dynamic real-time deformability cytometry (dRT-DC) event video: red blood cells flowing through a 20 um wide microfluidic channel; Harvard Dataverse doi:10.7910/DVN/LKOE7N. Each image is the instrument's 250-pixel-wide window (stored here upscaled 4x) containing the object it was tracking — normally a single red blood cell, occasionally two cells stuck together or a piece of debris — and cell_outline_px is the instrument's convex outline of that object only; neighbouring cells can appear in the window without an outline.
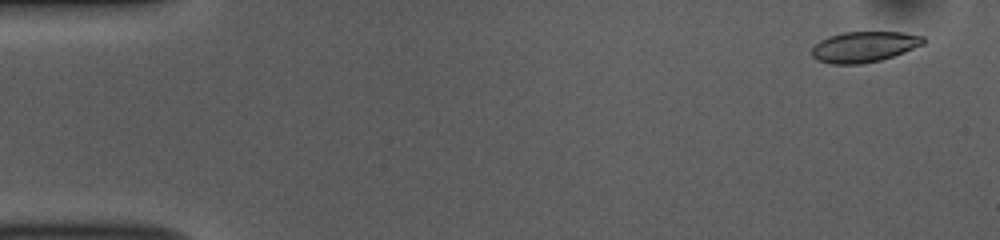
{"species": "common noctule bat (a hibernating species)", "species_latin": "Nyctalus noctula", "temperature_condition": "room temperature", "stored_images_in_passage": 53, "camera_frame_rate_fps": 3000, "um_per_image_px": 0.085, "animal": {"sex": "female", "body_mass_g": 10.0, "forearm_length_mm": 53.1}, "frame": {"image": 1, "passage_image": 3, "time_ms": 0.667, "image_size_px": [1000, 240], "cell_outline_px": [[924, 44], [904, 52], [880, 60], [860, 64], [832, 64], [816, 60], [812, 56], [812, 48], [820, 40], [828, 36], [844, 32], [904, 32], [924, 36]], "centroid_in_image_um": [73.44, 3.97], "position_along_channel_um": 11.6, "area_um2": 19.94}}
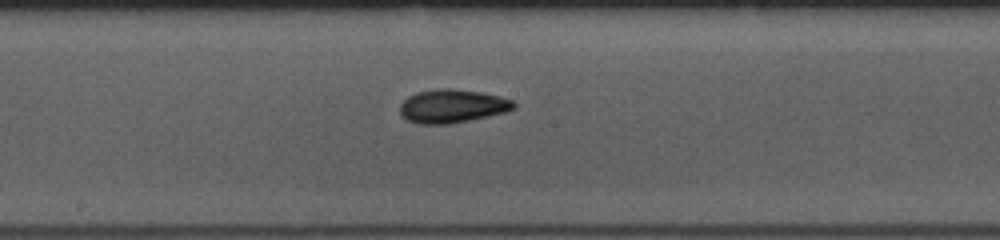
{"frame": {"image": 2, "passage_image": 28, "time_ms": 9.0, "image_size_px": [1000, 240], "cell_outline_px": [[516, 108], [504, 112], [468, 120], [448, 124], [420, 124], [408, 120], [400, 116], [400, 104], [408, 96], [416, 92], [440, 88], [452, 88], [480, 92], [500, 96], [512, 100], [516, 104]], "centroid_in_image_um": [38.41, 9.01], "position_along_channel_um": 209.8, "area_um2": 22.14}}
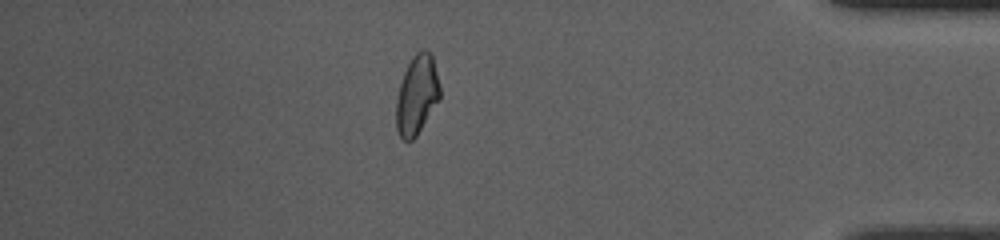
{"frame": {"image": 3, "passage_image": 46, "time_ms": 15.0, "image_size_px": [1000, 240], "cell_outline_px": [[440, 100], [416, 136], [412, 140], [404, 140], [400, 136], [396, 128], [396, 100], [400, 84], [404, 72], [412, 56], [420, 48], [424, 48], [432, 52], [440, 84]], "centroid_in_image_um": [35.46, 8.02], "position_along_channel_um": 399.7, "area_um2": 20.52}, "authors_computed_cell_mechanics": {"area_um2": 20.8658, "velocity_mm_per_s": 3.7927, "shape_relaxation_time_tau1_ms": 3.9028, "shape_relaxation_time_tau2_ms": 3.2769, "deformation_change_tau1": 0.1293, "deformation_change_tau2": 0.0765}}